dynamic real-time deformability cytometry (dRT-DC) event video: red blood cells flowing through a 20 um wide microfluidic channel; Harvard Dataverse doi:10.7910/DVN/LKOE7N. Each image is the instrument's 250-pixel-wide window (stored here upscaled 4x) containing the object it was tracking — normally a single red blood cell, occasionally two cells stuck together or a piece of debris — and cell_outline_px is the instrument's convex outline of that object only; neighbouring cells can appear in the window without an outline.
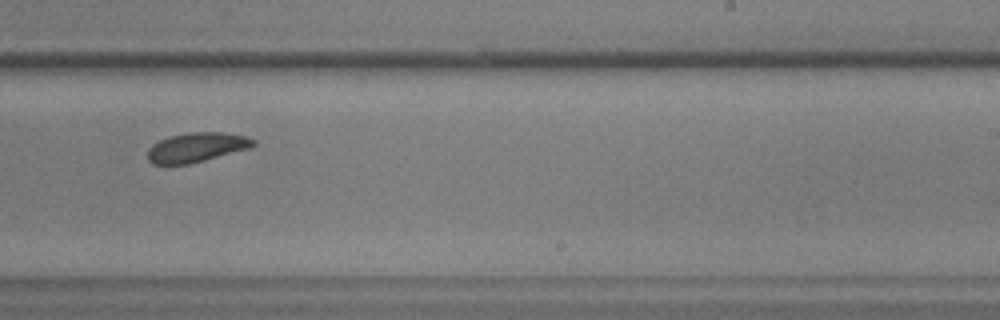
{"species": "common noctule bat (a hibernating species)", "species_latin": "Nyctalus noctula", "temperature_condition": "warm", "stored_images_in_passage": 32, "camera_frame_rate_fps": 3000, "um_per_image_px": 0.085, "animal": {"sex": "male", "body_mass_g": 17.9, "forearm_length_mm": 54.2}, "frame": {"image": 1, "passage_image": 15, "time_ms": 4.667, "image_size_px": [1000, 320], "cell_outline_px": [[256, 144], [252, 148], [188, 164], [152, 164], [148, 160], [148, 148], [152, 144], [160, 140], [172, 136], [192, 132], [224, 132], [244, 136], [256, 140]], "centroid_in_image_um": [16.74, 12.52], "position_along_channel_um": 272.3, "area_um2": 18.09}}